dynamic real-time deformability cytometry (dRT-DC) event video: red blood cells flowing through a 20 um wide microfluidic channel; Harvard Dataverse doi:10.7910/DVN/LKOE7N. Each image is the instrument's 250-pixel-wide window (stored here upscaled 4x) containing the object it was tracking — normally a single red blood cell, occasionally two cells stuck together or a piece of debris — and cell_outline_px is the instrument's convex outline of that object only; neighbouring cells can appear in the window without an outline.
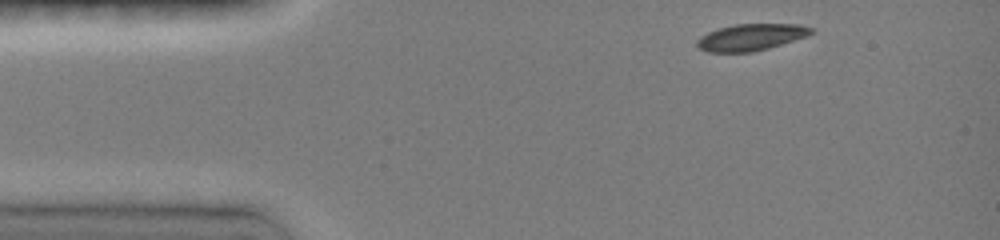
{"species": "common noctule bat (a hibernating species)", "species_latin": "Nyctalus noctula", "temperature_condition": "room temperature", "stored_images_in_passage": 39, "camera_frame_rate_fps": 3000, "um_per_image_px": 0.085, "animal": {"sex": "female", "body_mass_g": 19.0, "forearm_length_mm": 51.5}, "frame": {"image": 1, "passage_image": 1, "time_ms": 0.0, "image_size_px": [1000, 240], "cell_outline_px": [[816, 28], [808, 36], [768, 48], [752, 52], [708, 52], [700, 48], [696, 44], [696, 40], [700, 36], [716, 28], [736, 24], [800, 24]], "centroid_in_image_um": [63.84, 3.15], "position_along_channel_um": 21.2, "area_um2": 17.86}}
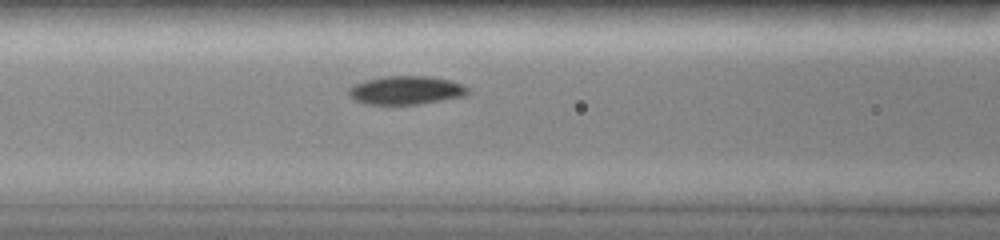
{"frame": {"image": 2, "passage_image": 13, "time_ms": 4.333, "image_size_px": [1000, 240], "cell_outline_px": [[468, 92], [464, 96], [420, 104], [364, 104], [356, 100], [348, 92], [348, 88], [352, 84], [384, 76], [428, 76], [448, 80], [460, 84], [468, 88]], "centroid_in_image_um": [34.48, 7.67], "position_along_channel_um": 132.1, "area_um2": 19.54}}
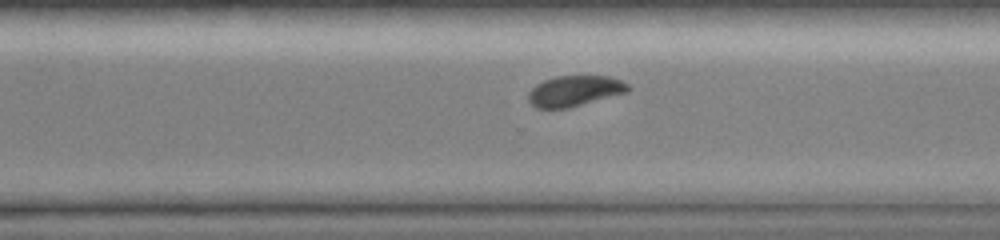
{"frame": {"image": 3, "passage_image": 36, "time_ms": 9.0, "image_size_px": [1000, 240], "cell_outline_px": [[632, 88], [628, 92], [568, 108], [536, 108], [528, 100], [528, 92], [536, 84], [544, 80], [556, 76], [608, 76], [620, 80], [628, 84]], "centroid_in_image_um": [48.85, 7.73], "position_along_channel_um": 321.8, "area_um2": 17.8}}